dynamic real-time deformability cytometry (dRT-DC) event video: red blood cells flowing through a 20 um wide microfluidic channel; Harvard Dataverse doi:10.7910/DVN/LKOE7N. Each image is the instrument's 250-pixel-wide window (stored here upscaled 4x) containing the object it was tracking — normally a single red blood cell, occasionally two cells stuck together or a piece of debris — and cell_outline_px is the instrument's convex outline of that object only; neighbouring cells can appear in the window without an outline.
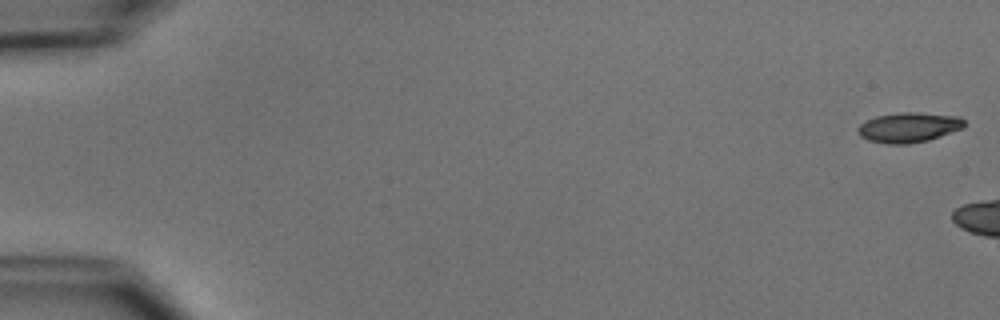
{"species": "common noctule bat (a hibernating species)", "species_latin": "Nyctalus noctula", "temperature_condition": "cold", "stored_images_in_passage": 7, "camera_frame_rate_fps": 3000, "um_per_image_px": 0.085, "animal": {"sex": "male", "body_mass_g": 15.6}, "frame": {"image": 1, "passage_image": 1, "time_ms": 0.0, "image_size_px": [1000, 320], "cell_outline_px": [[964, 128], [928, 140], [908, 144], [888, 144], [868, 140], [860, 136], [856, 132], [856, 128], [860, 124], [876, 116], [900, 112], [912, 112], [960, 116], [964, 120]], "centroid_in_image_um": [77.23, 10.83], "position_along_channel_um": 7.8, "area_um2": 18.61}}